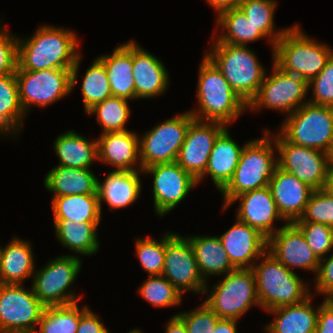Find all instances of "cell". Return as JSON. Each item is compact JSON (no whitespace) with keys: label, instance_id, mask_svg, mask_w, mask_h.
<instances>
[{"label":"cell","instance_id":"53","mask_svg":"<svg viewBox=\"0 0 333 333\" xmlns=\"http://www.w3.org/2000/svg\"><path fill=\"white\" fill-rule=\"evenodd\" d=\"M324 189L333 197V169L330 170Z\"/></svg>","mask_w":333,"mask_h":333},{"label":"cell","instance_id":"21","mask_svg":"<svg viewBox=\"0 0 333 333\" xmlns=\"http://www.w3.org/2000/svg\"><path fill=\"white\" fill-rule=\"evenodd\" d=\"M269 188L279 214L287 223L300 219L314 191L296 176L278 166L269 181Z\"/></svg>","mask_w":333,"mask_h":333},{"label":"cell","instance_id":"3","mask_svg":"<svg viewBox=\"0 0 333 333\" xmlns=\"http://www.w3.org/2000/svg\"><path fill=\"white\" fill-rule=\"evenodd\" d=\"M264 132L261 139L246 142L232 179L220 191L224 198V209L242 193L269 186L278 163L273 155L275 139L269 137L268 129Z\"/></svg>","mask_w":333,"mask_h":333},{"label":"cell","instance_id":"12","mask_svg":"<svg viewBox=\"0 0 333 333\" xmlns=\"http://www.w3.org/2000/svg\"><path fill=\"white\" fill-rule=\"evenodd\" d=\"M44 308L32 288L0 283V333H34Z\"/></svg>","mask_w":333,"mask_h":333},{"label":"cell","instance_id":"7","mask_svg":"<svg viewBox=\"0 0 333 333\" xmlns=\"http://www.w3.org/2000/svg\"><path fill=\"white\" fill-rule=\"evenodd\" d=\"M279 132L293 144L329 154L333 144V107L307 101L287 115Z\"/></svg>","mask_w":333,"mask_h":333},{"label":"cell","instance_id":"45","mask_svg":"<svg viewBox=\"0 0 333 333\" xmlns=\"http://www.w3.org/2000/svg\"><path fill=\"white\" fill-rule=\"evenodd\" d=\"M201 304L193 311L177 316L185 323L188 333H215L214 328L220 318L204 302Z\"/></svg>","mask_w":333,"mask_h":333},{"label":"cell","instance_id":"4","mask_svg":"<svg viewBox=\"0 0 333 333\" xmlns=\"http://www.w3.org/2000/svg\"><path fill=\"white\" fill-rule=\"evenodd\" d=\"M262 258L264 259L260 264L255 263L251 268L261 308L269 311L285 305L299 304L312 295L308 285L297 273L286 268L268 251Z\"/></svg>","mask_w":333,"mask_h":333},{"label":"cell","instance_id":"18","mask_svg":"<svg viewBox=\"0 0 333 333\" xmlns=\"http://www.w3.org/2000/svg\"><path fill=\"white\" fill-rule=\"evenodd\" d=\"M267 239V251L286 268H303L317 273L320 259L294 223H287Z\"/></svg>","mask_w":333,"mask_h":333},{"label":"cell","instance_id":"40","mask_svg":"<svg viewBox=\"0 0 333 333\" xmlns=\"http://www.w3.org/2000/svg\"><path fill=\"white\" fill-rule=\"evenodd\" d=\"M139 288V294L153 306L172 307L183 300L181 293L163 276H149Z\"/></svg>","mask_w":333,"mask_h":333},{"label":"cell","instance_id":"39","mask_svg":"<svg viewBox=\"0 0 333 333\" xmlns=\"http://www.w3.org/2000/svg\"><path fill=\"white\" fill-rule=\"evenodd\" d=\"M81 86L85 112L112 96L105 66L98 58L87 69Z\"/></svg>","mask_w":333,"mask_h":333},{"label":"cell","instance_id":"1","mask_svg":"<svg viewBox=\"0 0 333 333\" xmlns=\"http://www.w3.org/2000/svg\"><path fill=\"white\" fill-rule=\"evenodd\" d=\"M76 33L69 29L42 25L31 38H18L16 71L72 69V90L77 84L81 55ZM76 49V50H75Z\"/></svg>","mask_w":333,"mask_h":333},{"label":"cell","instance_id":"16","mask_svg":"<svg viewBox=\"0 0 333 333\" xmlns=\"http://www.w3.org/2000/svg\"><path fill=\"white\" fill-rule=\"evenodd\" d=\"M141 173L154 176L153 198L156 214L164 216L173 210L198 184L176 161L142 169Z\"/></svg>","mask_w":333,"mask_h":333},{"label":"cell","instance_id":"49","mask_svg":"<svg viewBox=\"0 0 333 333\" xmlns=\"http://www.w3.org/2000/svg\"><path fill=\"white\" fill-rule=\"evenodd\" d=\"M315 333H333V304L328 299L319 306Z\"/></svg>","mask_w":333,"mask_h":333},{"label":"cell","instance_id":"38","mask_svg":"<svg viewBox=\"0 0 333 333\" xmlns=\"http://www.w3.org/2000/svg\"><path fill=\"white\" fill-rule=\"evenodd\" d=\"M96 115L97 122L102 126V133L126 131L125 125L130 117L127 99L111 96L97 103L87 112Z\"/></svg>","mask_w":333,"mask_h":333},{"label":"cell","instance_id":"14","mask_svg":"<svg viewBox=\"0 0 333 333\" xmlns=\"http://www.w3.org/2000/svg\"><path fill=\"white\" fill-rule=\"evenodd\" d=\"M15 74L25 114L32 104L44 108L72 92V69L16 71Z\"/></svg>","mask_w":333,"mask_h":333},{"label":"cell","instance_id":"23","mask_svg":"<svg viewBox=\"0 0 333 333\" xmlns=\"http://www.w3.org/2000/svg\"><path fill=\"white\" fill-rule=\"evenodd\" d=\"M135 99L160 96L169 86V74L161 62L133 41Z\"/></svg>","mask_w":333,"mask_h":333},{"label":"cell","instance_id":"2","mask_svg":"<svg viewBox=\"0 0 333 333\" xmlns=\"http://www.w3.org/2000/svg\"><path fill=\"white\" fill-rule=\"evenodd\" d=\"M201 62L196 91L199 107L198 110L192 109L189 112L197 120L219 122L228 126L248 109V105L206 55Z\"/></svg>","mask_w":333,"mask_h":333},{"label":"cell","instance_id":"29","mask_svg":"<svg viewBox=\"0 0 333 333\" xmlns=\"http://www.w3.org/2000/svg\"><path fill=\"white\" fill-rule=\"evenodd\" d=\"M30 242L15 237L1 247L0 283L22 284L34 274V258Z\"/></svg>","mask_w":333,"mask_h":333},{"label":"cell","instance_id":"50","mask_svg":"<svg viewBox=\"0 0 333 333\" xmlns=\"http://www.w3.org/2000/svg\"><path fill=\"white\" fill-rule=\"evenodd\" d=\"M237 322L234 319H219L216 322L215 333H237Z\"/></svg>","mask_w":333,"mask_h":333},{"label":"cell","instance_id":"15","mask_svg":"<svg viewBox=\"0 0 333 333\" xmlns=\"http://www.w3.org/2000/svg\"><path fill=\"white\" fill-rule=\"evenodd\" d=\"M162 275L181 293H207V282L201 276L190 240L178 233H166L165 262Z\"/></svg>","mask_w":333,"mask_h":333},{"label":"cell","instance_id":"57","mask_svg":"<svg viewBox=\"0 0 333 333\" xmlns=\"http://www.w3.org/2000/svg\"><path fill=\"white\" fill-rule=\"evenodd\" d=\"M0 266H1V246H0Z\"/></svg>","mask_w":333,"mask_h":333},{"label":"cell","instance_id":"20","mask_svg":"<svg viewBox=\"0 0 333 333\" xmlns=\"http://www.w3.org/2000/svg\"><path fill=\"white\" fill-rule=\"evenodd\" d=\"M240 200L236 219L257 229L267 239L278 231L273 223L284 220L279 214L269 186L242 193L227 206Z\"/></svg>","mask_w":333,"mask_h":333},{"label":"cell","instance_id":"13","mask_svg":"<svg viewBox=\"0 0 333 333\" xmlns=\"http://www.w3.org/2000/svg\"><path fill=\"white\" fill-rule=\"evenodd\" d=\"M272 75H265L257 95L248 104V109L260 111L261 108L278 109L288 115L304 105L309 92L308 82L283 71L273 62Z\"/></svg>","mask_w":333,"mask_h":333},{"label":"cell","instance_id":"37","mask_svg":"<svg viewBox=\"0 0 333 333\" xmlns=\"http://www.w3.org/2000/svg\"><path fill=\"white\" fill-rule=\"evenodd\" d=\"M276 0H242L239 3V8L245 14L258 30L266 37H270L272 51L275 43L283 36L285 29L279 31L274 30V11L277 7Z\"/></svg>","mask_w":333,"mask_h":333},{"label":"cell","instance_id":"35","mask_svg":"<svg viewBox=\"0 0 333 333\" xmlns=\"http://www.w3.org/2000/svg\"><path fill=\"white\" fill-rule=\"evenodd\" d=\"M54 219L75 222H100L101 212L98 195L79 194L53 197Z\"/></svg>","mask_w":333,"mask_h":333},{"label":"cell","instance_id":"55","mask_svg":"<svg viewBox=\"0 0 333 333\" xmlns=\"http://www.w3.org/2000/svg\"><path fill=\"white\" fill-rule=\"evenodd\" d=\"M129 333H142L139 329H133Z\"/></svg>","mask_w":333,"mask_h":333},{"label":"cell","instance_id":"24","mask_svg":"<svg viewBox=\"0 0 333 333\" xmlns=\"http://www.w3.org/2000/svg\"><path fill=\"white\" fill-rule=\"evenodd\" d=\"M111 55H101L98 59L104 64L112 96L127 100L135 99L133 79V41L114 48Z\"/></svg>","mask_w":333,"mask_h":333},{"label":"cell","instance_id":"28","mask_svg":"<svg viewBox=\"0 0 333 333\" xmlns=\"http://www.w3.org/2000/svg\"><path fill=\"white\" fill-rule=\"evenodd\" d=\"M97 177L90 169L57 165L44 179V186L53 197L89 194L97 195Z\"/></svg>","mask_w":333,"mask_h":333},{"label":"cell","instance_id":"47","mask_svg":"<svg viewBox=\"0 0 333 333\" xmlns=\"http://www.w3.org/2000/svg\"><path fill=\"white\" fill-rule=\"evenodd\" d=\"M325 261V262H324ZM314 279L315 290L320 294H324L328 299L333 294V254L328 258L320 259L319 268Z\"/></svg>","mask_w":333,"mask_h":333},{"label":"cell","instance_id":"26","mask_svg":"<svg viewBox=\"0 0 333 333\" xmlns=\"http://www.w3.org/2000/svg\"><path fill=\"white\" fill-rule=\"evenodd\" d=\"M139 171H117L108 173L104 182L97 179V195L100 212L102 201L108 203L111 210L133 204L141 192Z\"/></svg>","mask_w":333,"mask_h":333},{"label":"cell","instance_id":"56","mask_svg":"<svg viewBox=\"0 0 333 333\" xmlns=\"http://www.w3.org/2000/svg\"><path fill=\"white\" fill-rule=\"evenodd\" d=\"M328 300L333 304V294L328 298Z\"/></svg>","mask_w":333,"mask_h":333},{"label":"cell","instance_id":"11","mask_svg":"<svg viewBox=\"0 0 333 333\" xmlns=\"http://www.w3.org/2000/svg\"><path fill=\"white\" fill-rule=\"evenodd\" d=\"M278 167L293 174L313 190L324 189L330 172L327 153L289 142L280 132L274 137Z\"/></svg>","mask_w":333,"mask_h":333},{"label":"cell","instance_id":"6","mask_svg":"<svg viewBox=\"0 0 333 333\" xmlns=\"http://www.w3.org/2000/svg\"><path fill=\"white\" fill-rule=\"evenodd\" d=\"M206 56L221 71L232 89L248 105L257 95L266 75L265 68L247 46L212 43Z\"/></svg>","mask_w":333,"mask_h":333},{"label":"cell","instance_id":"44","mask_svg":"<svg viewBox=\"0 0 333 333\" xmlns=\"http://www.w3.org/2000/svg\"><path fill=\"white\" fill-rule=\"evenodd\" d=\"M313 89V96L308 100L315 105L333 107V55L326 62L323 70L308 82Z\"/></svg>","mask_w":333,"mask_h":333},{"label":"cell","instance_id":"48","mask_svg":"<svg viewBox=\"0 0 333 333\" xmlns=\"http://www.w3.org/2000/svg\"><path fill=\"white\" fill-rule=\"evenodd\" d=\"M100 319L88 308L80 317L77 333H109Z\"/></svg>","mask_w":333,"mask_h":333},{"label":"cell","instance_id":"42","mask_svg":"<svg viewBox=\"0 0 333 333\" xmlns=\"http://www.w3.org/2000/svg\"><path fill=\"white\" fill-rule=\"evenodd\" d=\"M294 222H315L333 228V197L325 189L314 190L303 215Z\"/></svg>","mask_w":333,"mask_h":333},{"label":"cell","instance_id":"19","mask_svg":"<svg viewBox=\"0 0 333 333\" xmlns=\"http://www.w3.org/2000/svg\"><path fill=\"white\" fill-rule=\"evenodd\" d=\"M236 220L219 239L235 268H252L255 260L267 251V238L257 229Z\"/></svg>","mask_w":333,"mask_h":333},{"label":"cell","instance_id":"25","mask_svg":"<svg viewBox=\"0 0 333 333\" xmlns=\"http://www.w3.org/2000/svg\"><path fill=\"white\" fill-rule=\"evenodd\" d=\"M244 146L240 147L226 128L215 140L205 172L197 182L200 183L209 173L216 189L221 191L232 179Z\"/></svg>","mask_w":333,"mask_h":333},{"label":"cell","instance_id":"54","mask_svg":"<svg viewBox=\"0 0 333 333\" xmlns=\"http://www.w3.org/2000/svg\"><path fill=\"white\" fill-rule=\"evenodd\" d=\"M328 156H329L330 169H333V144H332V147H331V150H330Z\"/></svg>","mask_w":333,"mask_h":333},{"label":"cell","instance_id":"27","mask_svg":"<svg viewBox=\"0 0 333 333\" xmlns=\"http://www.w3.org/2000/svg\"><path fill=\"white\" fill-rule=\"evenodd\" d=\"M311 298L267 311L275 314V320L265 327L267 333H315L319 307L313 308Z\"/></svg>","mask_w":333,"mask_h":333},{"label":"cell","instance_id":"34","mask_svg":"<svg viewBox=\"0 0 333 333\" xmlns=\"http://www.w3.org/2000/svg\"><path fill=\"white\" fill-rule=\"evenodd\" d=\"M25 113L21 106L16 74L0 76V134H16Z\"/></svg>","mask_w":333,"mask_h":333},{"label":"cell","instance_id":"31","mask_svg":"<svg viewBox=\"0 0 333 333\" xmlns=\"http://www.w3.org/2000/svg\"><path fill=\"white\" fill-rule=\"evenodd\" d=\"M54 150L59 158V166L90 169L98 160L97 140L89 141L75 131L59 135L54 142Z\"/></svg>","mask_w":333,"mask_h":333},{"label":"cell","instance_id":"43","mask_svg":"<svg viewBox=\"0 0 333 333\" xmlns=\"http://www.w3.org/2000/svg\"><path fill=\"white\" fill-rule=\"evenodd\" d=\"M303 233L312 251L322 259L333 248V228L315 222H293Z\"/></svg>","mask_w":333,"mask_h":333},{"label":"cell","instance_id":"52","mask_svg":"<svg viewBox=\"0 0 333 333\" xmlns=\"http://www.w3.org/2000/svg\"><path fill=\"white\" fill-rule=\"evenodd\" d=\"M165 333H188L185 323L174 315L166 325Z\"/></svg>","mask_w":333,"mask_h":333},{"label":"cell","instance_id":"8","mask_svg":"<svg viewBox=\"0 0 333 333\" xmlns=\"http://www.w3.org/2000/svg\"><path fill=\"white\" fill-rule=\"evenodd\" d=\"M224 277L214 284L204 301L220 319L238 320L252 306L260 307L251 268H236Z\"/></svg>","mask_w":333,"mask_h":333},{"label":"cell","instance_id":"30","mask_svg":"<svg viewBox=\"0 0 333 333\" xmlns=\"http://www.w3.org/2000/svg\"><path fill=\"white\" fill-rule=\"evenodd\" d=\"M187 238L190 240L199 272L205 281L207 276L226 275L236 269L218 236L196 235Z\"/></svg>","mask_w":333,"mask_h":333},{"label":"cell","instance_id":"51","mask_svg":"<svg viewBox=\"0 0 333 333\" xmlns=\"http://www.w3.org/2000/svg\"><path fill=\"white\" fill-rule=\"evenodd\" d=\"M242 0H207L209 6L211 5L219 15L221 12L236 8Z\"/></svg>","mask_w":333,"mask_h":333},{"label":"cell","instance_id":"36","mask_svg":"<svg viewBox=\"0 0 333 333\" xmlns=\"http://www.w3.org/2000/svg\"><path fill=\"white\" fill-rule=\"evenodd\" d=\"M87 305L79 309L78 302L65 306L45 307L34 333H77L81 315Z\"/></svg>","mask_w":333,"mask_h":333},{"label":"cell","instance_id":"32","mask_svg":"<svg viewBox=\"0 0 333 333\" xmlns=\"http://www.w3.org/2000/svg\"><path fill=\"white\" fill-rule=\"evenodd\" d=\"M53 220L58 241L75 254L91 256L99 250L97 227L100 222L80 223L68 219Z\"/></svg>","mask_w":333,"mask_h":333},{"label":"cell","instance_id":"17","mask_svg":"<svg viewBox=\"0 0 333 333\" xmlns=\"http://www.w3.org/2000/svg\"><path fill=\"white\" fill-rule=\"evenodd\" d=\"M226 127L219 122L194 119L187 130L176 162L198 180L205 172L215 140Z\"/></svg>","mask_w":333,"mask_h":333},{"label":"cell","instance_id":"5","mask_svg":"<svg viewBox=\"0 0 333 333\" xmlns=\"http://www.w3.org/2000/svg\"><path fill=\"white\" fill-rule=\"evenodd\" d=\"M273 62L283 71L307 82L315 78L333 55V50L313 40L298 25L287 28L275 43Z\"/></svg>","mask_w":333,"mask_h":333},{"label":"cell","instance_id":"10","mask_svg":"<svg viewBox=\"0 0 333 333\" xmlns=\"http://www.w3.org/2000/svg\"><path fill=\"white\" fill-rule=\"evenodd\" d=\"M194 119L187 111L147 131L139 139L141 171L155 164L175 162Z\"/></svg>","mask_w":333,"mask_h":333},{"label":"cell","instance_id":"33","mask_svg":"<svg viewBox=\"0 0 333 333\" xmlns=\"http://www.w3.org/2000/svg\"><path fill=\"white\" fill-rule=\"evenodd\" d=\"M217 18V27L225 32L218 35L213 43L247 46V43L266 37L246 18L239 7L221 12Z\"/></svg>","mask_w":333,"mask_h":333},{"label":"cell","instance_id":"22","mask_svg":"<svg viewBox=\"0 0 333 333\" xmlns=\"http://www.w3.org/2000/svg\"><path fill=\"white\" fill-rule=\"evenodd\" d=\"M97 140L98 160L113 166L117 171L141 170L139 137L129 130L101 133Z\"/></svg>","mask_w":333,"mask_h":333},{"label":"cell","instance_id":"9","mask_svg":"<svg viewBox=\"0 0 333 333\" xmlns=\"http://www.w3.org/2000/svg\"><path fill=\"white\" fill-rule=\"evenodd\" d=\"M46 264L34 272L31 288L35 296L45 307L77 303L81 297L70 286L81 269L80 258L74 254L58 256Z\"/></svg>","mask_w":333,"mask_h":333},{"label":"cell","instance_id":"46","mask_svg":"<svg viewBox=\"0 0 333 333\" xmlns=\"http://www.w3.org/2000/svg\"><path fill=\"white\" fill-rule=\"evenodd\" d=\"M18 67V38L0 26V76L14 74Z\"/></svg>","mask_w":333,"mask_h":333},{"label":"cell","instance_id":"41","mask_svg":"<svg viewBox=\"0 0 333 333\" xmlns=\"http://www.w3.org/2000/svg\"><path fill=\"white\" fill-rule=\"evenodd\" d=\"M135 248L139 262L149 276L162 275L165 262L166 234L158 242L152 238L137 239Z\"/></svg>","mask_w":333,"mask_h":333}]
</instances>
